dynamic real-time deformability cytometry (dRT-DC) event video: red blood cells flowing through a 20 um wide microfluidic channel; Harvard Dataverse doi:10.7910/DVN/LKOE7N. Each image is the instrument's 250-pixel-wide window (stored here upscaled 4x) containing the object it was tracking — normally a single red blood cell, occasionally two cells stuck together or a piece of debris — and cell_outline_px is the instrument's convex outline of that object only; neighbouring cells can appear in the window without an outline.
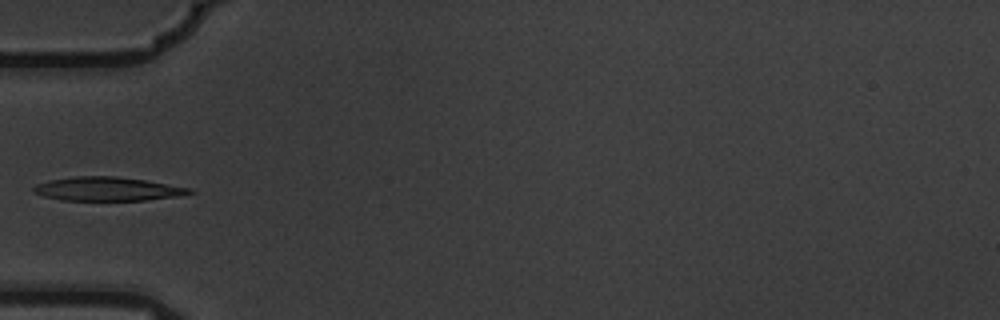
{"species": "common noctule bat (a hibernating species)", "species_latin": "Nyctalus noctula", "temperature_condition": "warm", "stored_images_in_passage": 7, "camera_frame_rate_fps": 3000, "um_per_image_px": 0.085, "animal": {"sex": "male", "body_mass_g": 19.5, "forearm_length_mm": 54.6}, "frame": {"image": 1, "passage_image": 6, "time_ms": 1.667, "image_size_px": [1000, 320], "cell_outline_px": [[196, 192], [176, 196], [144, 200], [60, 200], [44, 196], [32, 192], [32, 188], [36, 184], [48, 180], [76, 176], [116, 176], [144, 180], [192, 188]], "centroid_in_image_um": [9.1, 16.05], "position_along_channel_um": 75.9, "area_um2": 21.56}}
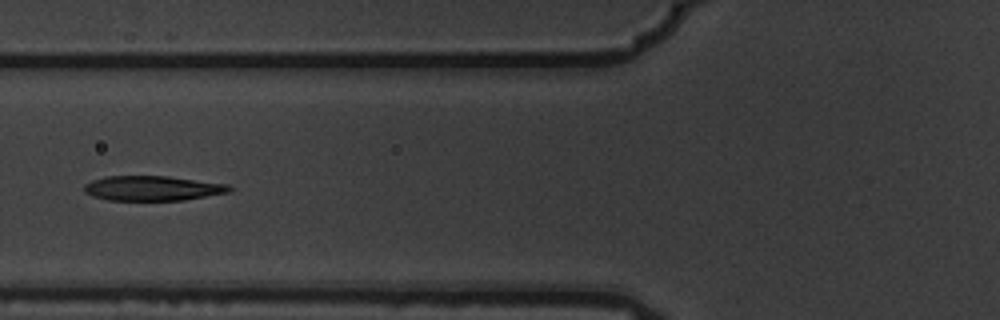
{"frame": {"image": 2, "passage_image": 7, "time_ms": 2.0, "image_size_px": [1000, 320], "cell_outline_px": [[232, 188], [228, 192], [184, 200], [108, 200], [92, 196], [84, 192], [84, 184], [92, 180], [104, 176], [168, 176], [228, 184]], "centroid_in_image_um": [12.92, 15.99], "position_along_channel_um": 112.9, "area_um2": 20.98}}